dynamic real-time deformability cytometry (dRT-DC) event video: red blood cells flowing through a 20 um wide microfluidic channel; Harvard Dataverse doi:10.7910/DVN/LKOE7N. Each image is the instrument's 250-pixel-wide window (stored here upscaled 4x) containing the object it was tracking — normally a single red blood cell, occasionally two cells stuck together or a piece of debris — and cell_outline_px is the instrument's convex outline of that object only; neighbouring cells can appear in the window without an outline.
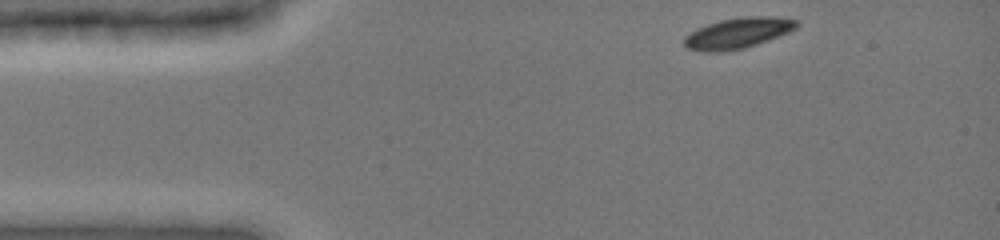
{"species": "common noctule bat (a hibernating species)", "species_latin": "Nyctalus noctula", "temperature_condition": "cold", "stored_images_in_passage": 6, "camera_frame_rate_fps": 3000, "um_per_image_px": 0.085, "animal": {"sex": "female", "body_mass_g": 19.0, "forearm_length_mm": 51.5}, "frame": {"image": 1, "passage_image": 1, "time_ms": 0.0, "image_size_px": [1000, 240], "cell_outline_px": [[800, 24], [796, 28], [780, 36], [744, 48], [720, 52], [704, 52], [688, 48], [684, 44], [684, 36], [696, 28], [720, 20], [748, 16], [768, 16], [796, 20]], "centroid_in_image_um": [62.7, 2.81], "position_along_channel_um": 22.3, "area_um2": 20.0}}
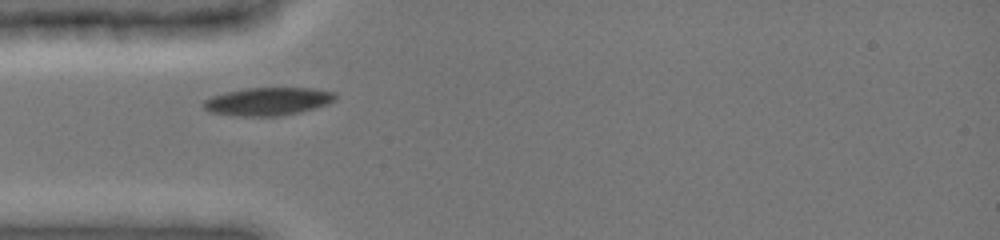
{"frame": {"image": 2, "passage_image": 4, "time_ms": 2.667, "image_size_px": [1000, 240], "cell_outline_px": [[336, 100], [328, 104], [300, 112], [280, 116], [236, 116], [208, 112], [200, 104], [204, 100], [212, 96], [244, 88], [316, 88], [336, 92]], "centroid_in_image_um": [22.77, 8.62], "position_along_channel_um": 62.2, "area_um2": 21.73}}
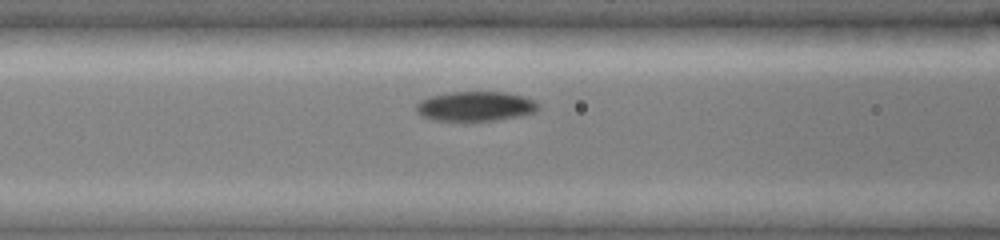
{"frame": {"image": 3, "passage_image": 6, "time_ms": 4.333, "image_size_px": [1000, 240], "cell_outline_px": [[540, 104], [536, 112], [520, 116], [496, 120], [468, 124], [464, 124], [432, 120], [420, 116], [416, 112], [416, 104], [420, 100], [428, 96], [448, 92], [504, 92], [524, 96]], "centroid_in_image_um": [40.34, 9.08], "position_along_channel_um": 126.3, "area_um2": 22.2}}